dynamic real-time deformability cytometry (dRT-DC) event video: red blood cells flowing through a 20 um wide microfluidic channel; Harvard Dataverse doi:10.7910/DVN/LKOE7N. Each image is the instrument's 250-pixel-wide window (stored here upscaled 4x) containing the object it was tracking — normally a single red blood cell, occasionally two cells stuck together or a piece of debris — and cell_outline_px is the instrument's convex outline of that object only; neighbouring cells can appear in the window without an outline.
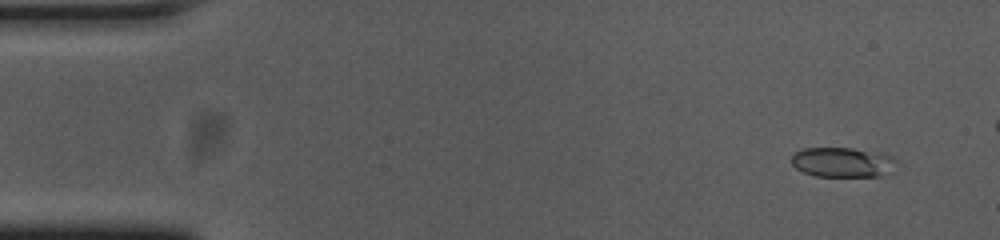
{"species": "common noctule bat (a hibernating species)", "species_latin": "Nyctalus noctula", "temperature_condition": "cold", "stored_images_in_passage": 50, "camera_frame_rate_fps": 3000, "um_per_image_px": 0.085, "animal": {"sex": "female", "body_mass_g": 23.0, "forearm_length_mm": 53.4}, "frame": {"image": 1, "passage_image": 4, "time_ms": 1.0, "image_size_px": [1000, 240], "cell_outline_px": [[896, 172], [888, 176], [816, 176], [804, 172], [796, 168], [792, 164], [792, 156], [796, 152], [804, 148], [852, 148], [880, 152], [892, 156], [896, 160]], "centroid_in_image_um": [71.73, 13.8], "position_along_channel_um": 13.3, "area_um2": 18.61}}
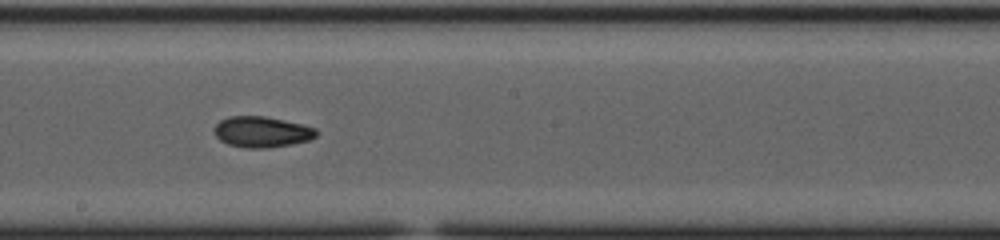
{"frame": {"image": 2, "passage_image": 30, "time_ms": 9.667, "image_size_px": [1000, 240], "cell_outline_px": [[320, 132], [316, 136], [308, 140], [268, 148], [248, 148], [228, 144], [220, 140], [216, 136], [212, 128], [220, 120], [228, 116], [264, 116], [284, 120], [316, 128]], "centroid_in_image_um": [22.23, 11.2], "position_along_channel_um": 226.0, "area_um2": 18.32}}
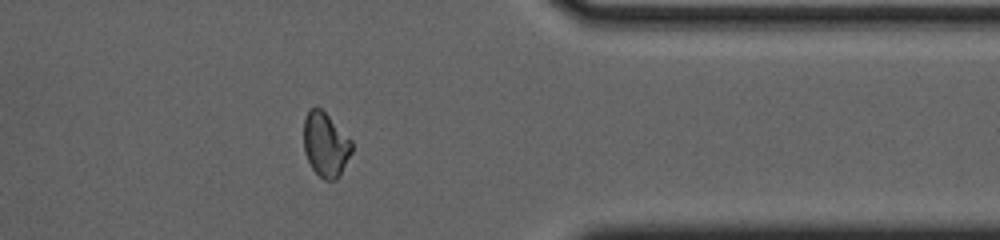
{"frame": {"image": 3, "passage_image": 44, "time_ms": 14.333, "image_size_px": [1000, 240], "cell_outline_px": [[352, 152], [340, 176], [336, 180], [324, 180], [312, 168], [304, 152], [304, 120], [308, 112], [312, 108], [320, 108], [352, 140]], "centroid_in_image_um": [27.69, 12.33], "position_along_channel_um": 383.7, "area_um2": 17.86}, "authors_computed_cell_mechanics": {"area_um2": 18.0047, "velocity_mm_per_s": 3.7061, "shape_relaxation_time_tau1_ms": 5.316, "shape_relaxation_time_tau2_ms": 3.1359, "deformation_change_tau1": 0.1449, "deformation_change_tau2": 0.0774}}